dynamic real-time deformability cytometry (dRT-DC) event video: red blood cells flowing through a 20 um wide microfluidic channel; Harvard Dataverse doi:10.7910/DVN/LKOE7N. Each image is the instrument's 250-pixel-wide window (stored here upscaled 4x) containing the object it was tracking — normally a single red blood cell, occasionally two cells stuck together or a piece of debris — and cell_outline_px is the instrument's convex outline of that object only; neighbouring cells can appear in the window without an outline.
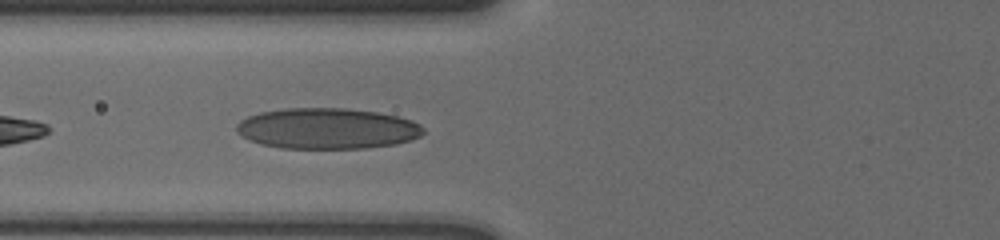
{"species": "human", "species_latin": "Homo sapiens", "temperature_condition": "cold", "stored_images_in_passage": 17, "camera_frame_rate_fps": 3000, "um_per_image_px": 0.085, "donor": {"sex": "male"}, "frame": {"image": 1, "passage_image": 4, "time_ms": 1.0, "image_size_px": [1000, 240], "cell_outline_px": [[424, 132], [420, 136], [412, 140], [396, 144], [368, 148], [280, 148], [260, 144], [248, 140], [240, 136], [236, 132], [236, 124], [240, 120], [248, 116], [260, 112], [284, 108], [344, 108], [376, 112], [396, 116], [412, 120], [420, 124], [424, 128]], "centroid_in_image_um": [27.79, 10.93], "position_along_channel_um": 98.0, "area_um2": 44.8}}
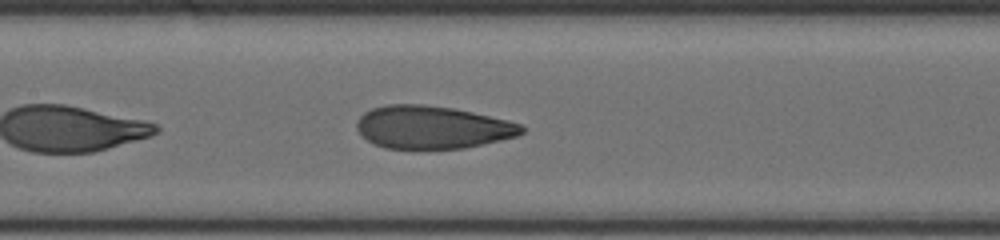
{"frame": {"image": 2, "passage_image": 10, "time_ms": 3.0, "image_size_px": [1000, 240], "cell_outline_px": [[524, 132], [516, 136], [500, 140], [464, 148], [384, 148], [368, 140], [356, 128], [356, 120], [364, 112], [372, 108], [388, 104], [420, 104], [452, 108], [472, 112], [508, 120], [520, 124], [524, 128]], "centroid_in_image_um": [36.73, 10.81], "position_along_channel_um": 170.7, "area_um2": 40.81}}
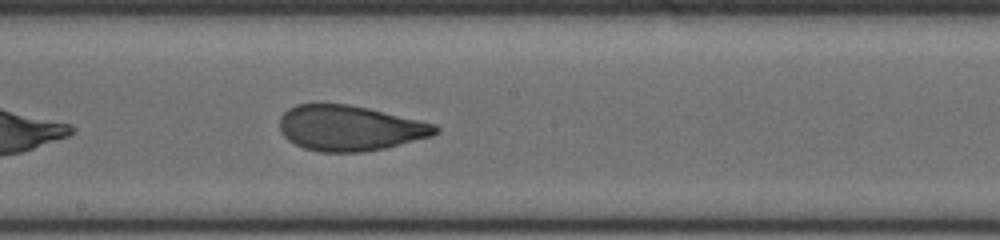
{"frame": {"image": 3, "passage_image": 14, "time_ms": 4.333, "image_size_px": [1000, 240], "cell_outline_px": [[440, 132], [432, 136], [384, 148], [364, 152], [320, 152], [304, 148], [288, 140], [280, 132], [280, 116], [288, 108], [296, 104], [348, 104], [368, 108], [436, 124], [440, 128]], "centroid_in_image_um": [29.73, 10.89], "position_along_channel_um": 218.5, "area_um2": 41.21}}